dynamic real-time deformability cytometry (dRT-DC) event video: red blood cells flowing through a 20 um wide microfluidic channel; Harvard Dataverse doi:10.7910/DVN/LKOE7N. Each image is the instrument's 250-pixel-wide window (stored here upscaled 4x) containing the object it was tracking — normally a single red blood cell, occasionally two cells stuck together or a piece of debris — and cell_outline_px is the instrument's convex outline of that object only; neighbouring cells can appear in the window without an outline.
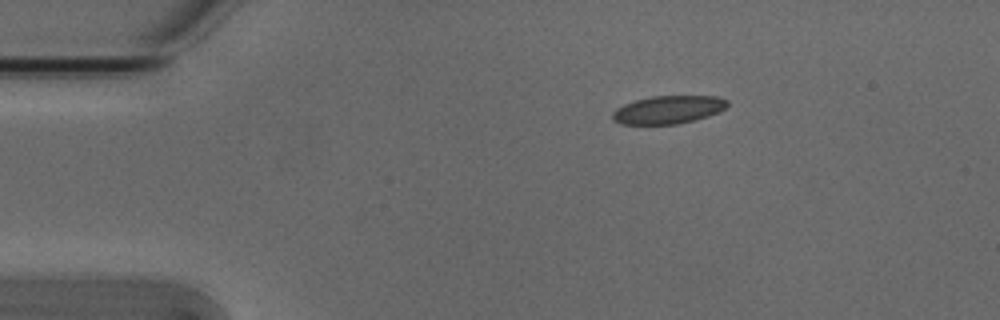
{"species": "Egyptian fruit bat (a non-hibernating species)", "species_latin": "Rousettus aegyptiacus", "temperature_condition": "cold", "stored_images_in_passage": 3, "camera_frame_rate_fps": 3000, "um_per_image_px": 0.085, "animal": {"sex": "male"}, "frame": {"image": 1, "passage_image": 1, "time_ms": 0.0, "image_size_px": [1000, 320], "cell_outline_px": [[728, 104], [720, 112], [696, 120], [676, 124], [620, 124], [612, 120], [612, 112], [616, 108], [624, 104], [636, 100], [652, 96], [716, 96], [728, 100]], "centroid_in_image_um": [56.79, 9.33], "position_along_channel_um": 28.2, "area_um2": 18.84}}
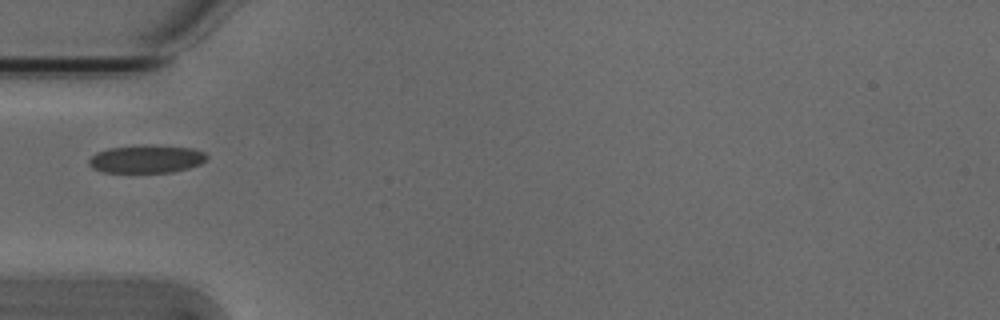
{"frame": {"image": 2, "passage_image": 3, "time_ms": 0.667, "image_size_px": [1000, 320], "cell_outline_px": [[208, 156], [200, 164], [188, 168], [172, 172], [104, 172], [92, 168], [88, 164], [88, 160], [96, 152], [108, 148], [140, 144], [152, 144], [192, 148], [204, 152]], "centroid_in_image_um": [12.42, 13.49], "position_along_channel_um": 72.6, "area_um2": 19.42}}